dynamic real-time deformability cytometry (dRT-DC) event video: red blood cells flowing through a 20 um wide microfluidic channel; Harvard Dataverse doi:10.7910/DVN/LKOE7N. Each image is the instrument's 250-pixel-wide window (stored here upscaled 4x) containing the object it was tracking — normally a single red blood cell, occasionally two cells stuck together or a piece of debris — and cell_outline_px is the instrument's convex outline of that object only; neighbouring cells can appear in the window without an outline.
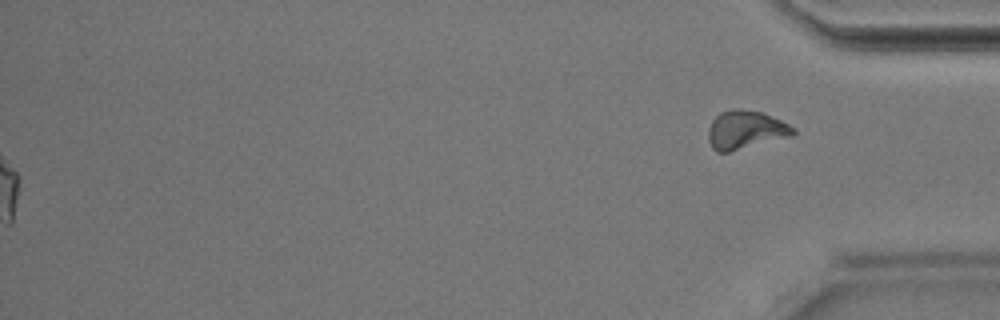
{"species": "Egyptian fruit bat (a non-hibernating species)", "species_latin": "Rousettus aegyptiacus", "temperature_condition": "room temperature", "stored_images_in_passage": 38, "segment_of_instrument_passage": [2, 2], "camera_frame_rate_fps": 3000, "um_per_image_px": 0.085, "animal": {"sex": "male"}, "frame": {"image": 1, "passage_image": 38, "time_ms": 12.333, "image_size_px": [1000, 320], "cell_outline_px": [[796, 132], [792, 136], [728, 152], [716, 152], [712, 148], [708, 140], [708, 128], [712, 120], [720, 112], [732, 108], [740, 108], [764, 112], [796, 128]], "centroid_in_image_um": [63.36, 11.02], "position_along_channel_um": 371.8, "area_um2": 19.25}}